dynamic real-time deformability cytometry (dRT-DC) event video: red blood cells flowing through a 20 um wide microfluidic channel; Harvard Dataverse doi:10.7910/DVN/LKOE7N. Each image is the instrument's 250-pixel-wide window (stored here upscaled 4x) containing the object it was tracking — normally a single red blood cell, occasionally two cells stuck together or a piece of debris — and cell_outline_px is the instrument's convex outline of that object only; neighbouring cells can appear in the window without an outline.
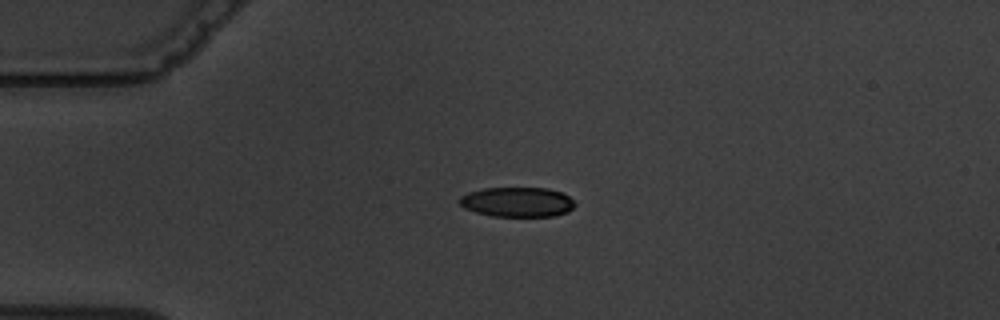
{"species": "common noctule bat (a hibernating species)", "species_latin": "Nyctalus noctula", "temperature_condition": "warm", "stored_images_in_passage": 2, "camera_frame_rate_fps": 3000, "um_per_image_px": 0.085, "animal": {"sex": "male", "body_mass_g": 19.5, "forearm_length_mm": 54.6}, "frame": {"image": 1, "passage_image": 1, "time_ms": 0.0, "image_size_px": [1000, 320], "cell_outline_px": [[576, 204], [568, 212], [552, 216], [492, 216], [476, 212], [464, 208], [460, 204], [460, 196], [468, 192], [484, 188], [548, 188], [560, 192], [568, 196]], "centroid_in_image_um": [43.96, 17.17], "position_along_channel_um": 41.0, "area_um2": 19.94}}